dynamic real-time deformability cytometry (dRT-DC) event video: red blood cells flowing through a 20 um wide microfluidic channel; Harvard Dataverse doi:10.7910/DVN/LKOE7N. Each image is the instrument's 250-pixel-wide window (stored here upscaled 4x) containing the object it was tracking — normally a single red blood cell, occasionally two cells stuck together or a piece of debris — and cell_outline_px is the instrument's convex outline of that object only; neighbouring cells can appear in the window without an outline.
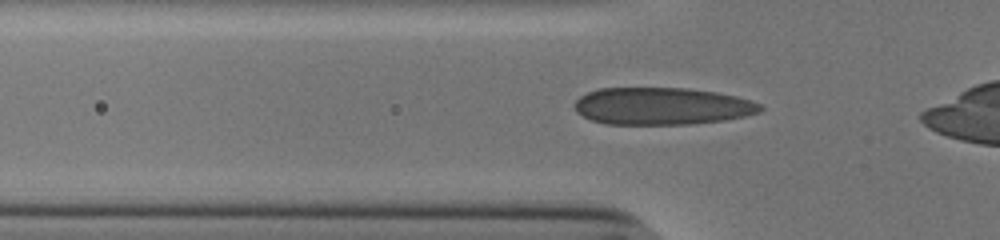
{"species": "human", "species_latin": "Homo sapiens", "temperature_condition": "cold", "stored_images_in_passage": 31, "camera_frame_rate_fps": 3000, "um_per_image_px": 0.085, "donor": {"sex": "male"}, "frame": {"image": 1, "passage_image": 2, "time_ms": 0.333, "image_size_px": [1000, 240], "cell_outline_px": [[764, 108], [760, 112], [744, 116], [724, 120], [692, 124], [604, 124], [592, 120], [576, 112], [572, 104], [580, 96], [588, 92], [600, 88], [688, 88], [716, 92], [736, 96], [752, 100], [760, 104]], "centroid_in_image_um": [56.26, 9.02], "position_along_channel_um": 69.5, "area_um2": 40.52}}
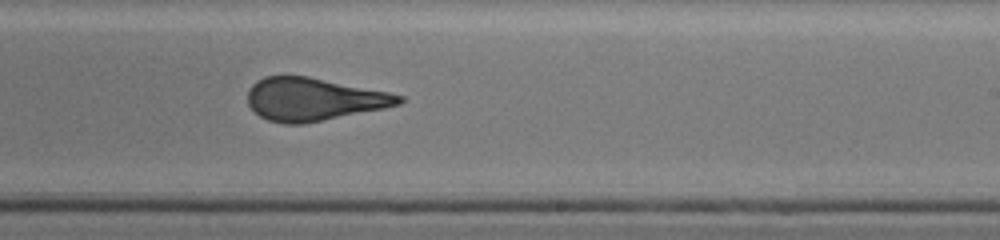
{"frame": {"image": 2, "passage_image": 17, "time_ms": 5.333, "image_size_px": [1000, 240], "cell_outline_px": [[404, 100], [400, 104], [384, 108], [300, 124], [284, 124], [268, 120], [260, 116], [248, 104], [248, 88], [256, 80], [264, 76], [308, 76], [388, 92], [404, 96]], "centroid_in_image_um": [26.63, 8.42], "position_along_channel_um": 262.4, "area_um2": 37.45}}
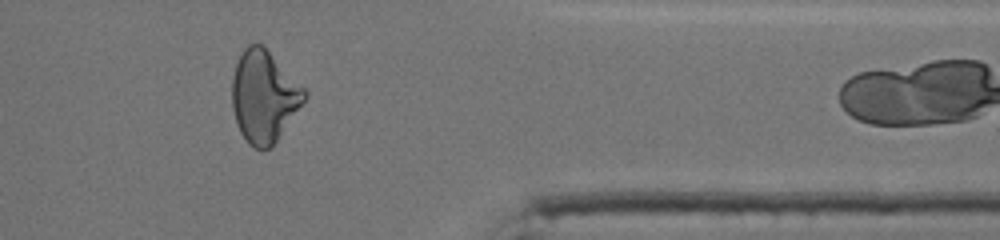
{"frame": {"image": 3, "passage_image": 28, "time_ms": 9.0, "image_size_px": [1000, 240], "cell_outline_px": [[308, 96], [272, 148], [252, 148], [248, 144], [240, 132], [236, 124], [232, 108], [232, 80], [236, 64], [240, 52], [248, 44], [264, 44], [308, 92]], "centroid_in_image_um": [22.44, 8.19], "position_along_channel_um": 389.0, "area_um2": 39.13}, "authors_computed_cell_mechanics": {"area_um2": 38.8994, "velocity_mm_per_s": 3.863, "shape_relaxation_time_tau1_ms": 8.3344, "shape_relaxation_time_tau2_ms": null, "deformation_change_tau1": 0.2049, "deformation_change_tau2": null}}